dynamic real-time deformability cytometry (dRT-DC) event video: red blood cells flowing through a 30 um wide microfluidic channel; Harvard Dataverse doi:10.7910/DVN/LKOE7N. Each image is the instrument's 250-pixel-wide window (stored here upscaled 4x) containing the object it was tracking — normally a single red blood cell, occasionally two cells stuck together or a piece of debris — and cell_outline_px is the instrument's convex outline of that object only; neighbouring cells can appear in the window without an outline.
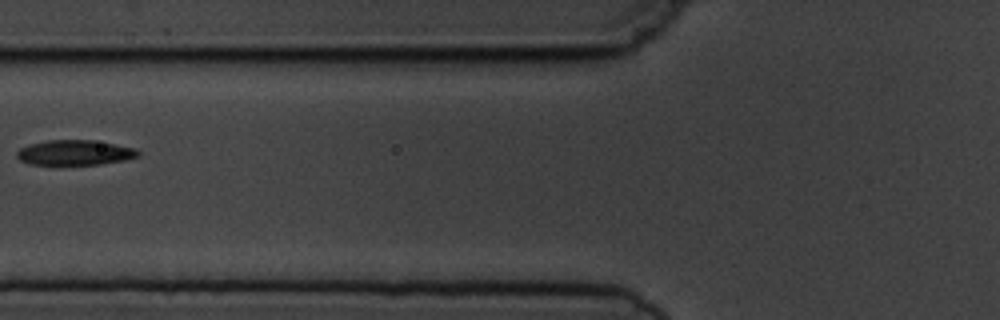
{"species": "common noctule bat (a hibernating species)", "species_latin": "Nyctalus noctula", "temperature_condition": "cold", "stored_images_in_passage": 8, "camera_frame_rate_fps": 3000, "um_per_image_px": 0.085, "animal": {"sex": "male", "body_mass_g": 19.5, "forearm_length_mm": 54.6}, "frame": {"image": 1, "passage_image": 7, "time_ms": 7.0, "image_size_px": [1000, 320], "cell_outline_px": [[140, 156], [124, 160], [100, 164], [28, 164], [20, 160], [16, 156], [16, 152], [20, 148], [28, 144], [48, 140], [92, 140], [116, 144], [136, 148], [140, 152]], "centroid_in_image_um": [6.36, 12.96], "position_along_channel_um": 119.4, "area_um2": 17.74}}
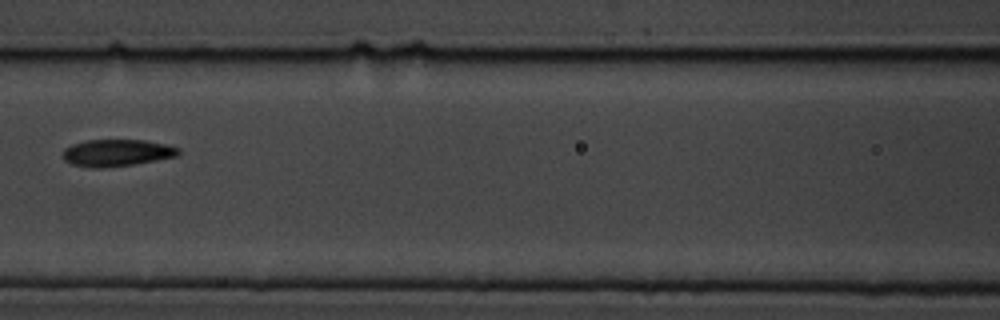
{"frame": {"image": 2, "passage_image": 8, "time_ms": 8.0, "image_size_px": [1000, 320], "cell_outline_px": [[180, 152], [176, 156], [156, 160], [132, 164], [100, 168], [92, 168], [72, 164], [64, 160], [64, 148], [72, 144], [84, 140], [144, 140], [164, 144], [180, 148]], "centroid_in_image_um": [9.9, 12.98], "position_along_channel_um": 156.7, "area_um2": 17.98}}